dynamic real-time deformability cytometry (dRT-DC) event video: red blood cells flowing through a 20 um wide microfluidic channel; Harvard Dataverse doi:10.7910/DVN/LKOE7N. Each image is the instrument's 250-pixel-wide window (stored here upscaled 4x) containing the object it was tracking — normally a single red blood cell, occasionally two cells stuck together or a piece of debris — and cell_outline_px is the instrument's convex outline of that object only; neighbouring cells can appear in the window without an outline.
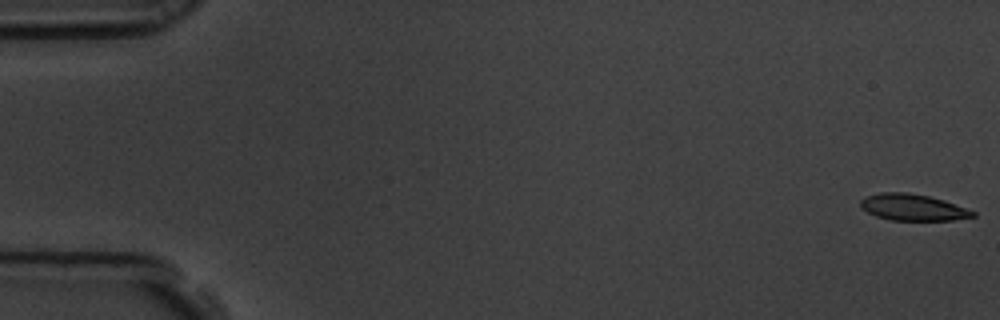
{"species": "common noctule bat (a hibernating species)", "species_latin": "Nyctalus noctula", "temperature_condition": "room temperature", "stored_images_in_passage": 6, "camera_frame_rate_fps": 3000, "um_per_image_px": 0.085, "animal": {"sex": "male", "body_mass_g": 19.5, "forearm_length_mm": 54.6}, "frame": {"image": 1, "passage_image": 1, "time_ms": 0.0, "image_size_px": [1000, 320], "cell_outline_px": [[976, 216], [952, 220], [892, 220], [876, 216], [860, 208], [860, 200], [868, 196], [880, 192], [908, 192], [928, 196], [944, 200], [976, 212]], "centroid_in_image_um": [77.58, 17.62], "position_along_channel_um": 7.4, "area_um2": 17.22}}
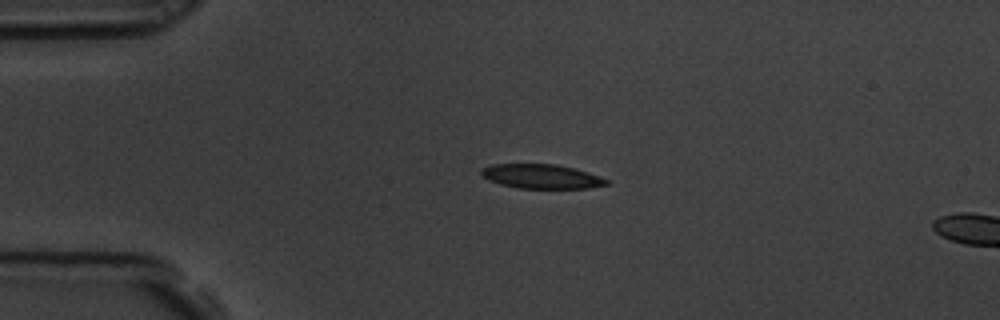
{"frame": {"image": 2, "passage_image": 4, "time_ms": 1.0, "image_size_px": [1000, 320], "cell_outline_px": [[608, 184], [588, 188], [516, 188], [500, 184], [488, 180], [480, 176], [480, 168], [492, 164], [556, 164], [576, 168], [600, 176], [608, 180]], "centroid_in_image_um": [45.97, 14.99], "position_along_channel_um": 39.0, "area_um2": 17.92}}